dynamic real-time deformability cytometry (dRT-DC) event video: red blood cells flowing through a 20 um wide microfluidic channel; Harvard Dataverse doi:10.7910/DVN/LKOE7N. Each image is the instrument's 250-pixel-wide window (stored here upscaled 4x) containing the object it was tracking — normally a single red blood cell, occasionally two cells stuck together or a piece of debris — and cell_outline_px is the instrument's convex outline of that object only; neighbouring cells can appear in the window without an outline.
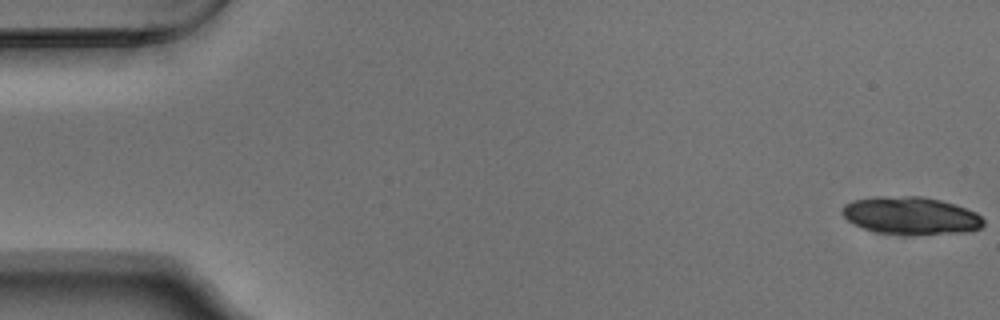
{"species": "Egyptian fruit bat (a non-hibernating species)", "species_latin": "Rousettus aegyptiacus", "temperature_condition": "warm", "stored_images_in_passage": 25, "segment_of_instrument_passage": [1, 2], "camera_frame_rate_fps": 3000, "um_per_image_px": 0.085, "animal": {"sex": "male"}, "frame": {"image": 1, "passage_image": 1, "time_ms": 0.0, "image_size_px": [1000, 320], "cell_outline_px": [[984, 224], [980, 228], [964, 232], [904, 236], [876, 232], [864, 228], [848, 220], [840, 212], [840, 208], [844, 204], [852, 200], [876, 196], [924, 196], [956, 204], [976, 212], [984, 220]], "centroid_in_image_um": [77.4, 18.33], "position_along_channel_um": 7.6, "area_um2": 31.5}}
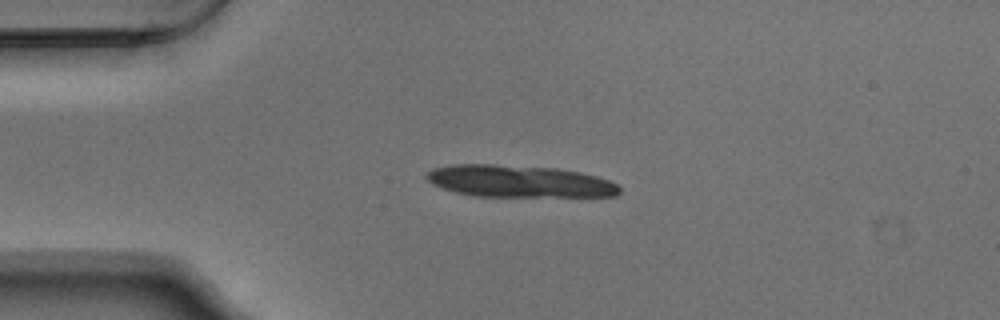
{"frame": {"image": 2, "passage_image": 13, "time_ms": 4.0, "image_size_px": [1000, 320], "cell_outline_px": [[620, 192], [616, 196], [476, 196], [456, 192], [432, 184], [424, 176], [432, 168], [452, 164], [492, 164], [556, 168], [580, 172], [596, 176], [608, 180], [616, 184], [620, 188]], "centroid_in_image_um": [44.1, 15.4], "position_along_channel_um": 40.9, "area_um2": 35.89}}